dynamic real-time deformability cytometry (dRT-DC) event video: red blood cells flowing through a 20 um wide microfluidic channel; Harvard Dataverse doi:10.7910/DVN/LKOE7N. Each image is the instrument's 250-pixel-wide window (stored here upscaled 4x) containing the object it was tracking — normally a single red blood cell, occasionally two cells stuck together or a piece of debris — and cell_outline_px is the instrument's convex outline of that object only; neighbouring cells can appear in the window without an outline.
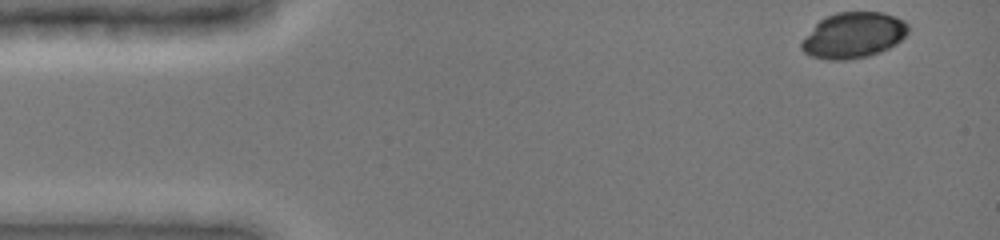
{"species": "common noctule bat (a hibernating species)", "species_latin": "Nyctalus noctula", "temperature_condition": "cold", "stored_images_in_passage": 23, "camera_frame_rate_fps": 3000, "um_per_image_px": 0.085, "animal": {"sex": "female", "body_mass_g": 19.0, "forearm_length_mm": 51.5}, "frame": {"image": 1, "passage_image": 1, "time_ms": 0.0, "image_size_px": [1000, 240], "cell_outline_px": [[908, 32], [896, 44], [880, 52], [868, 56], [844, 60], [828, 60], [812, 56], [804, 52], [800, 48], [800, 44], [816, 24], [820, 20], [836, 12], [884, 12], [904, 20], [908, 24]], "centroid_in_image_um": [72.56, 3.0], "position_along_channel_um": 12.4, "area_um2": 28.26}}
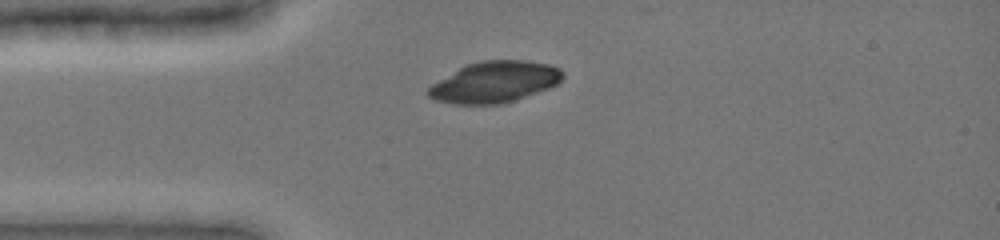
{"frame": {"image": 2, "passage_image": 14, "time_ms": 3.0, "image_size_px": [1000, 240], "cell_outline_px": [[564, 76], [556, 84], [548, 88], [516, 100], [500, 104], [452, 104], [436, 100], [428, 96], [424, 92], [432, 84], [460, 68], [468, 64], [480, 60], [524, 60], [548, 64], [560, 68], [564, 72]], "centroid_in_image_um": [42.04, 6.97], "position_along_channel_um": 43.0, "area_um2": 32.14}}